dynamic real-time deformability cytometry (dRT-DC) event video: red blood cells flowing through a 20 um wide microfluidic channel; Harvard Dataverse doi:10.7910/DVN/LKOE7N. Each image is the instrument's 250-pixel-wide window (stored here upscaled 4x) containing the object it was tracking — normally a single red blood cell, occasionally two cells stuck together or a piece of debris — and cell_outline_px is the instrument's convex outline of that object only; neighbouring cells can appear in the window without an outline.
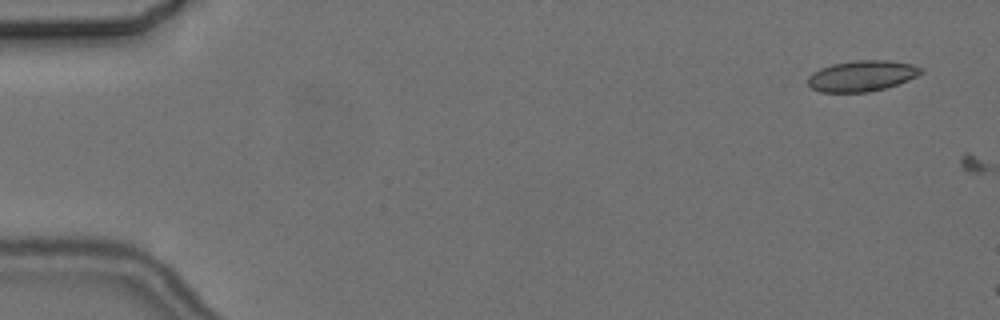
{"species": "common noctule bat (a hibernating species)", "species_latin": "Nyctalus noctula", "temperature_condition": "cold", "stored_images_in_passage": 2, "camera_frame_rate_fps": 3000, "um_per_image_px": 0.085, "animal": {"sex": "female", "body_mass_g": 24.6, "forearm_length_mm": 56.2}, "frame": {"image": 1, "passage_image": 1, "time_ms": 0.0, "image_size_px": [1000, 320], "cell_outline_px": [[924, 72], [908, 80], [884, 88], [868, 92], [820, 92], [812, 88], [808, 84], [808, 76], [812, 72], [820, 68], [832, 64], [856, 60], [888, 60], [912, 64], [924, 68]], "centroid_in_image_um": [73.26, 6.44], "position_along_channel_um": 11.7, "area_um2": 20.35}}